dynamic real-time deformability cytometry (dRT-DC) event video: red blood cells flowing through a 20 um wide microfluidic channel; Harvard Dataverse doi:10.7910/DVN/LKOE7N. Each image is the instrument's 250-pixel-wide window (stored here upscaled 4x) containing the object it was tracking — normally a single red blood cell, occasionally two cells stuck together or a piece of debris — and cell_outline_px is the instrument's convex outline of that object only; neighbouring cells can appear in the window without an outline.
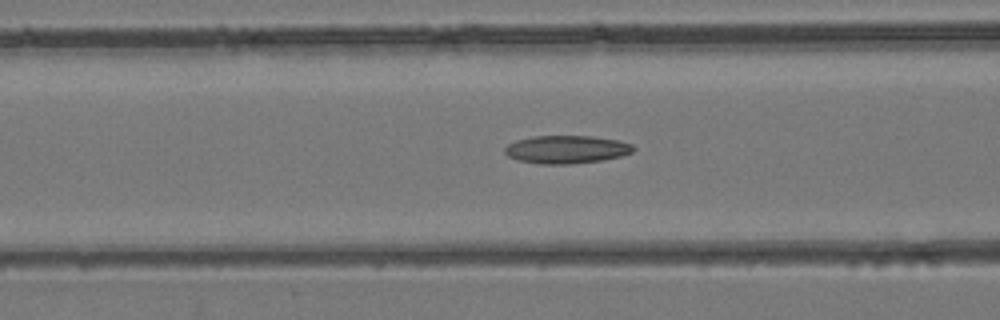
{"species": "common noctule bat (a hibernating species)", "species_latin": "Nyctalus noctula", "temperature_condition": "room temperature", "stored_images_in_passage": 44, "camera_frame_rate_fps": 3000, "um_per_image_px": 0.085, "animal": {"sex": "female", "body_mass_g": 24.6, "forearm_length_mm": 56.2}, "frame": {"image": 1, "passage_image": 18, "time_ms": 5.667, "image_size_px": [1000, 320], "cell_outline_px": [[636, 148], [632, 152], [620, 156], [600, 160], [568, 164], [540, 164], [520, 160], [508, 156], [504, 152], [504, 148], [508, 144], [516, 140], [532, 136], [592, 136], [616, 140], [632, 144]], "centroid_in_image_um": [48.13, 12.69], "position_along_channel_um": 118.5, "area_um2": 20.81}}
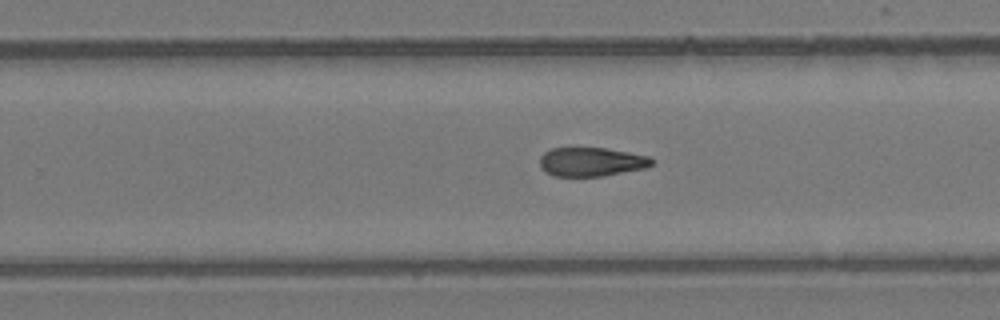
{"frame": {"image": 2, "passage_image": 28, "time_ms": 9.0, "image_size_px": [1000, 320], "cell_outline_px": [[656, 160], [652, 164], [644, 168], [600, 176], [556, 176], [540, 168], [540, 156], [544, 152], [552, 148], [604, 148], [628, 152], [648, 156]], "centroid_in_image_um": [50.26, 13.75], "position_along_channel_um": 279.5, "area_um2": 18.67}}
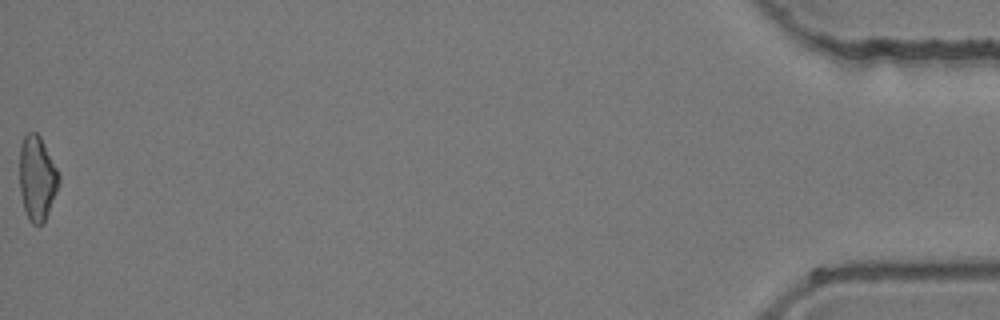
{"frame": {"image": 3, "passage_image": 44, "time_ms": 14.333, "image_size_px": [1000, 320], "cell_outline_px": [[60, 184], [44, 224], [32, 224], [28, 220], [24, 208], [20, 192], [20, 144], [24, 136], [28, 132], [36, 132], [40, 136], [60, 176]], "centroid_in_image_um": [3.16, 15.17], "position_along_channel_um": 432.0, "area_um2": 19.42}}